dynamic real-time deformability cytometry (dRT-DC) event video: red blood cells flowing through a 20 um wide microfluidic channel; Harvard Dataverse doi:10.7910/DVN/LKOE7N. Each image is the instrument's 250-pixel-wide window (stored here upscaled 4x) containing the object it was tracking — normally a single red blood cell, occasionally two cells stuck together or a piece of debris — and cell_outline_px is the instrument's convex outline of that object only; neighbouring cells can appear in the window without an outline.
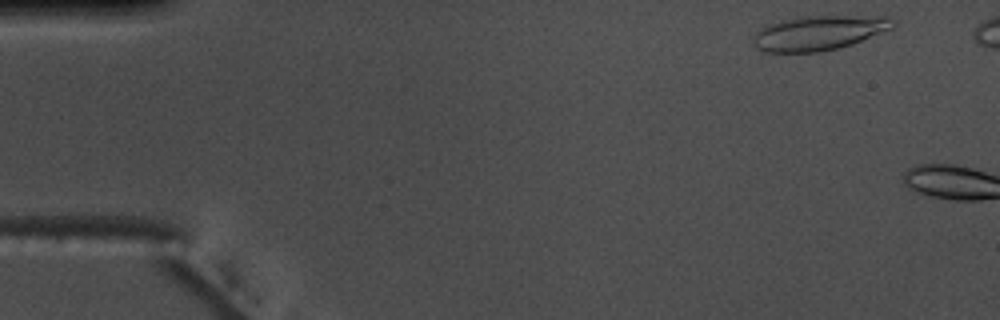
{"species": "common noctule bat (a hibernating species)", "species_latin": "Nyctalus noctula", "temperature_condition": "warm", "stored_images_in_passage": 4, "camera_frame_rate_fps": 3000, "um_per_image_px": 0.085, "animal": {"sex": "male", "body_mass_g": 17.5, "forearm_length_mm": 52.3}, "frame": {"image": 1, "passage_image": 2, "time_ms": 0.333, "image_size_px": [1000, 320], "cell_outline_px": [[896, 24], [892, 28], [852, 44], [840, 48], [820, 52], [764, 52], [756, 48], [752, 44], [752, 40], [756, 32], [764, 24], [780, 20], [804, 16], [892, 16], [896, 20]], "centroid_in_image_um": [69.58, 2.79], "position_along_channel_um": 15.4, "area_um2": 28.61}}